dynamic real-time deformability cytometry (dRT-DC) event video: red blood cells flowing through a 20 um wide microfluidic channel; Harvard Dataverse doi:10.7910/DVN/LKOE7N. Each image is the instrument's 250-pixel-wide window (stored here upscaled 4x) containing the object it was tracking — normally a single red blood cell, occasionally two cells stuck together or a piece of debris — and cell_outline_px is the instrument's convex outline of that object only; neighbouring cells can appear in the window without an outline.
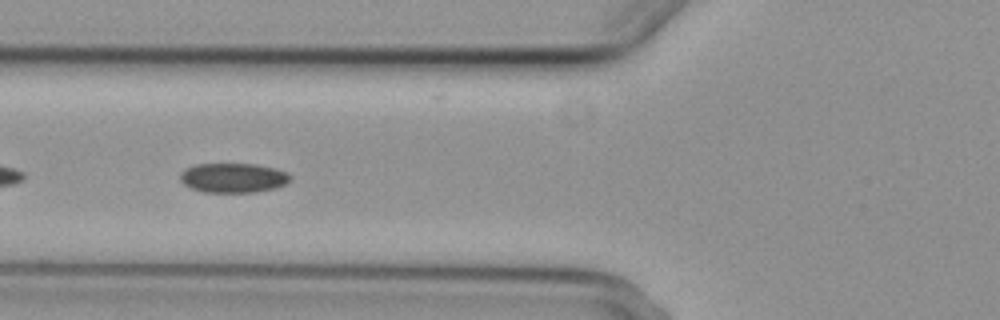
{"species": "common noctule bat (a hibernating species)", "species_latin": "Nyctalus noctula", "temperature_condition": "cold", "stored_images_in_passage": 6, "camera_frame_rate_fps": 3000, "um_per_image_px": 0.085, "animal": {"sex": "female", "body_mass_g": 29.2, "forearm_length_mm": 56.3}, "frame": {"image": 1, "passage_image": 6, "time_ms": 5.667, "image_size_px": [1000, 320], "cell_outline_px": [[292, 180], [276, 188], [256, 192], [204, 192], [192, 188], [184, 184], [180, 180], [180, 172], [184, 168], [196, 164], [256, 164], [276, 168], [288, 172], [292, 176]], "centroid_in_image_um": [19.85, 15.11], "position_along_channel_um": 106.0, "area_um2": 19.19}}